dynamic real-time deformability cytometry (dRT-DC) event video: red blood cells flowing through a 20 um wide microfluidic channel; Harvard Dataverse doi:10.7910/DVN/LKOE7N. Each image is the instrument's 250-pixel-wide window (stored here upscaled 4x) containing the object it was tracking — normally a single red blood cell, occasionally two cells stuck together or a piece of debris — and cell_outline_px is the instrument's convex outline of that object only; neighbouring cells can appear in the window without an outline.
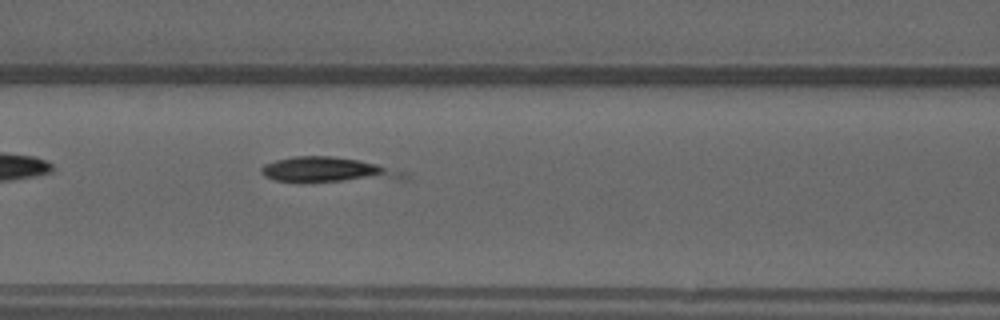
{"species": "common noctule bat (a hibernating species)", "species_latin": "Nyctalus noctula", "temperature_condition": "warm", "stored_images_in_passage": 23, "camera_frame_rate_fps": 3000, "um_per_image_px": 0.085, "animal": {"sex": "male", "forearm_length_mm": 52.5}, "frame": {"image": 1, "passage_image": 7, "time_ms": 2.0, "image_size_px": [1000, 320], "cell_outline_px": [[408, 180], [304, 184], [276, 180], [264, 176], [260, 172], [260, 168], [264, 164], [276, 160], [292, 156], [332, 156], [360, 160], [408, 172]], "centroid_in_image_um": [27.95, 14.5], "position_along_channel_um": 138.6, "area_um2": 22.31}}
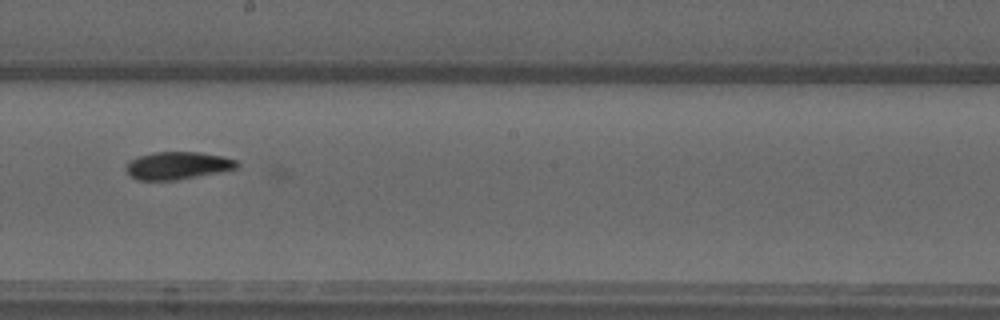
{"frame": {"image": 2, "passage_image": 14, "time_ms": 4.333, "image_size_px": [1000, 320], "cell_outline_px": [[240, 164], [236, 168], [176, 180], [136, 180], [124, 168], [132, 160], [140, 156], [152, 152], [200, 152], [224, 156], [236, 160]], "centroid_in_image_um": [15.1, 14.06], "position_along_channel_um": 233.1, "area_um2": 17.57}}
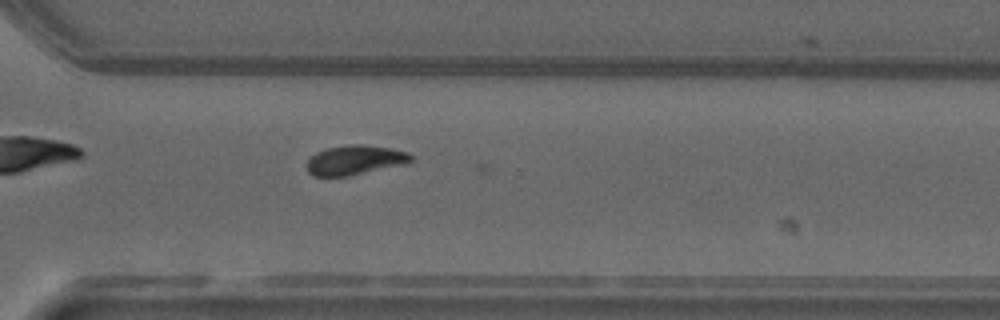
{"frame": {"image": 3, "passage_image": 22, "time_ms": 7.0, "image_size_px": [1000, 320], "cell_outline_px": [[412, 160], [408, 164], [348, 176], [312, 176], [308, 172], [308, 160], [316, 152], [328, 148], [348, 144], [364, 144], [388, 148], [408, 152], [412, 156]], "centroid_in_image_um": [30.2, 13.61], "position_along_channel_um": 340.4, "area_um2": 17.98}}